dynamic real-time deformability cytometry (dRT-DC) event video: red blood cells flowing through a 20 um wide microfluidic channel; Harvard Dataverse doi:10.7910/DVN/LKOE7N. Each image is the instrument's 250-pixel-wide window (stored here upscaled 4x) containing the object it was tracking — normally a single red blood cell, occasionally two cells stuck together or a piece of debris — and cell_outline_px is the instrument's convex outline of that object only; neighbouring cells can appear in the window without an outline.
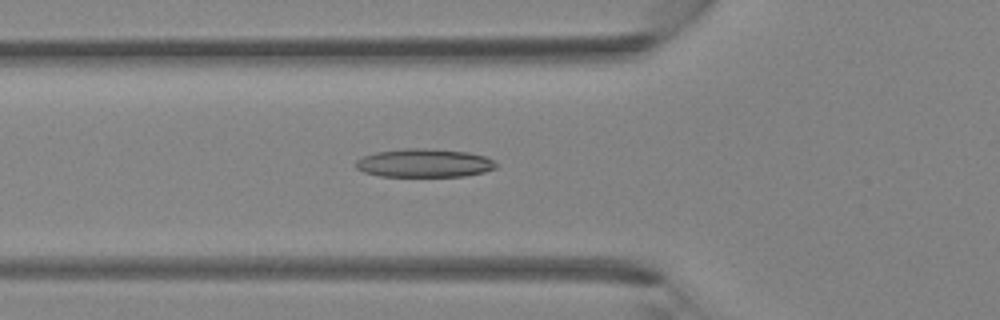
{"species": "Egyptian fruit bat (a non-hibernating species)", "species_latin": "Rousettus aegyptiacus", "temperature_condition": "room temperature", "stored_images_in_passage": 38, "camera_frame_rate_fps": 3000, "um_per_image_px": 0.085, "animal": {"sex": "female"}, "frame": {"image": 1, "passage_image": 13, "time_ms": 4.0, "image_size_px": [1000, 320], "cell_outline_px": [[500, 164], [496, 168], [484, 172], [464, 176], [380, 176], [364, 172], [356, 168], [356, 160], [364, 156], [376, 152], [404, 148], [424, 148], [468, 152], [484, 156]], "centroid_in_image_um": [36.08, 13.86], "position_along_channel_um": 89.7, "area_um2": 23.24}}
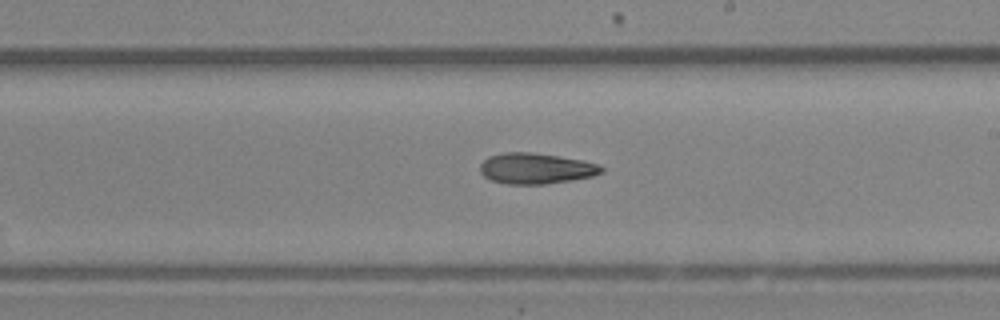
{"frame": {"image": 2, "passage_image": 22, "time_ms": 7.0, "image_size_px": [1000, 320], "cell_outline_px": [[604, 172], [592, 176], [572, 180], [544, 184], [508, 184], [492, 180], [484, 176], [480, 172], [480, 164], [488, 156], [504, 152], [532, 152], [580, 160], [600, 164], [604, 168]], "centroid_in_image_um": [45.55, 14.32], "position_along_channel_um": 243.5, "area_um2": 21.73}}
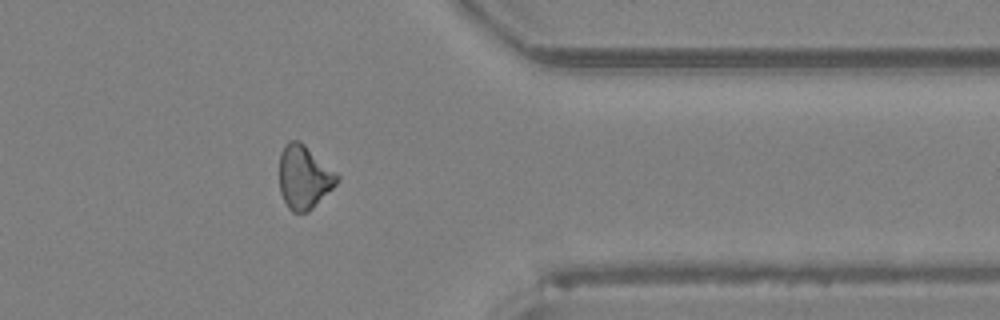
{"frame": {"image": 3, "passage_image": 31, "time_ms": 10.0, "image_size_px": [1000, 320], "cell_outline_px": [[340, 180], [308, 212], [292, 212], [288, 208], [280, 192], [280, 152], [288, 140], [300, 140], [336, 172], [340, 176]], "centroid_in_image_um": [25.84, 15.04], "position_along_channel_um": 385.6, "area_um2": 21.27}}